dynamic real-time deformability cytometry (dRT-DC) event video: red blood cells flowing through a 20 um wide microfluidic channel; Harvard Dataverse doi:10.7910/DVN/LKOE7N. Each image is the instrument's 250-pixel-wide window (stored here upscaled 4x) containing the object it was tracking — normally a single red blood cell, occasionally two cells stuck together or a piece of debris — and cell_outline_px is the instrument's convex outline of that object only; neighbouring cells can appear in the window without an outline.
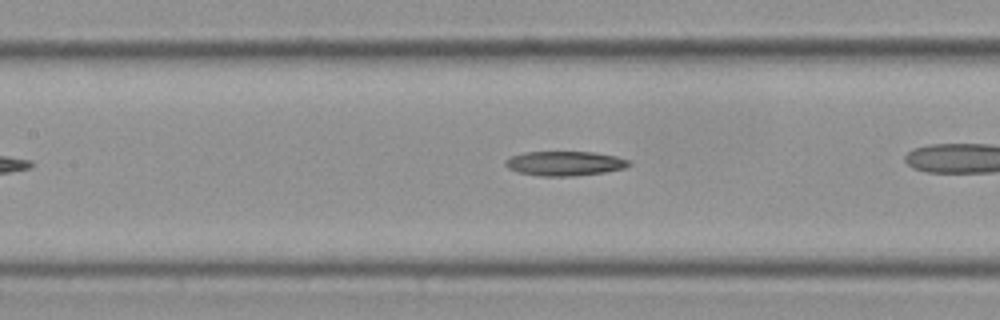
{"species": "Egyptian fruit bat (a non-hibernating species)", "species_latin": "Rousettus aegyptiacus", "temperature_condition": "cold", "stored_images_in_passage": 29, "camera_frame_rate_fps": 3000, "um_per_image_px": 0.085, "frame": {"image": 1, "passage_image": 9, "time_ms": 2.667, "image_size_px": [1000, 320], "cell_outline_px": [[632, 164], [624, 168], [604, 172], [572, 176], [540, 176], [516, 172], [508, 168], [504, 164], [504, 160], [512, 156], [524, 152], [592, 152], [616, 156], [628, 160]], "centroid_in_image_um": [47.97, 13.89], "position_along_channel_um": 159.4, "area_um2": 17.63}}
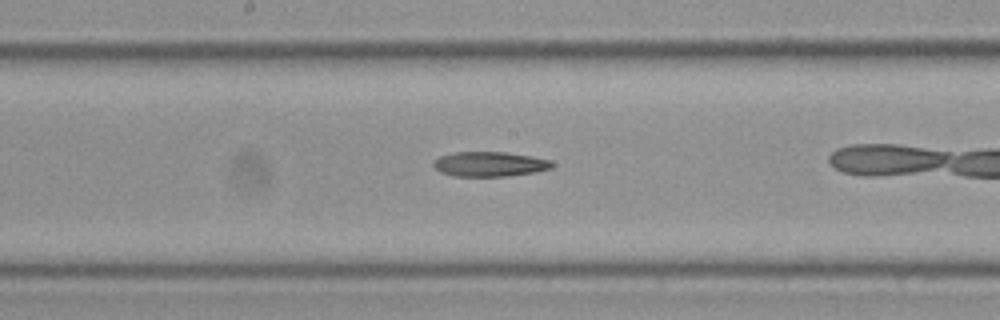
{"frame": {"image": 2, "passage_image": 13, "time_ms": 4.0, "image_size_px": [1000, 320], "cell_outline_px": [[552, 168], [536, 172], [508, 176], [452, 176], [440, 172], [432, 164], [440, 156], [452, 152], [504, 152], [532, 156], [552, 160]], "centroid_in_image_um": [41.63, 13.95], "position_along_channel_um": 206.6, "area_um2": 17.17}}